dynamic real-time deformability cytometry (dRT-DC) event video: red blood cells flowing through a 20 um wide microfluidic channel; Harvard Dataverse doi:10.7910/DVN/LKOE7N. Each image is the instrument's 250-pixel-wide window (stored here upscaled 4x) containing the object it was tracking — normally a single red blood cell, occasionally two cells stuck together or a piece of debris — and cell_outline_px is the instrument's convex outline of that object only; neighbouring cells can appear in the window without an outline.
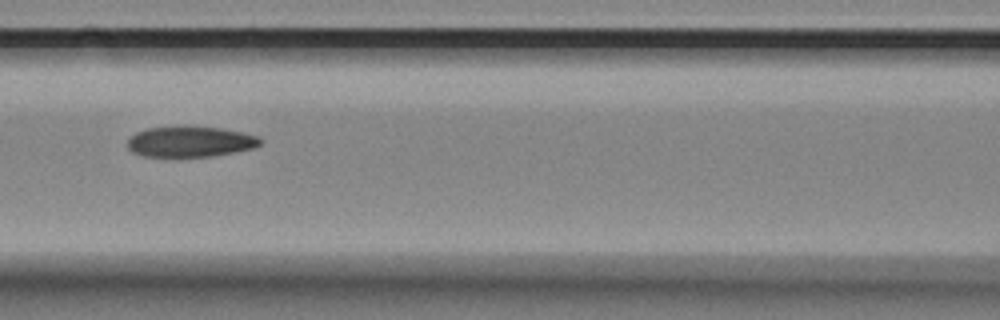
{"species": "Egyptian fruit bat (a non-hibernating species)", "species_latin": "Rousettus aegyptiacus", "temperature_condition": "room temperature", "stored_images_in_passage": 15, "camera_frame_rate_fps": 3000, "um_per_image_px": 0.085, "animal": {"sex": "female"}, "frame": {"image": 1, "passage_image": 7, "time_ms": 2.0, "image_size_px": [1000, 320], "cell_outline_px": [[264, 140], [260, 144], [252, 148], [212, 156], [176, 160], [144, 156], [132, 152], [128, 148], [128, 140], [136, 132], [148, 128], [184, 124], [220, 128], [260, 136]], "centroid_in_image_um": [16.12, 12.06], "position_along_channel_um": 150.5, "area_um2": 24.97}}
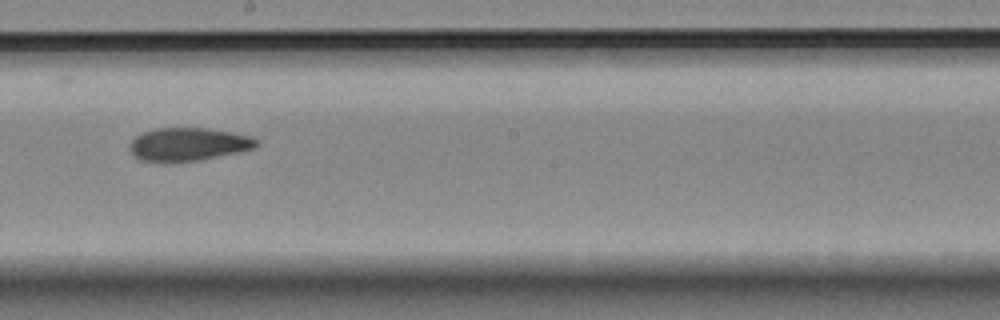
{"frame": {"image": 2, "passage_image": 9, "time_ms": 2.667, "image_size_px": [1000, 320], "cell_outline_px": [[260, 144], [256, 148], [200, 160], [172, 164], [164, 164], [140, 160], [128, 148], [132, 140], [136, 136], [144, 132], [156, 128], [208, 128], [232, 132], [252, 136], [260, 140]], "centroid_in_image_um": [16.02, 12.29], "position_along_channel_um": 232.2, "area_um2": 25.09}}
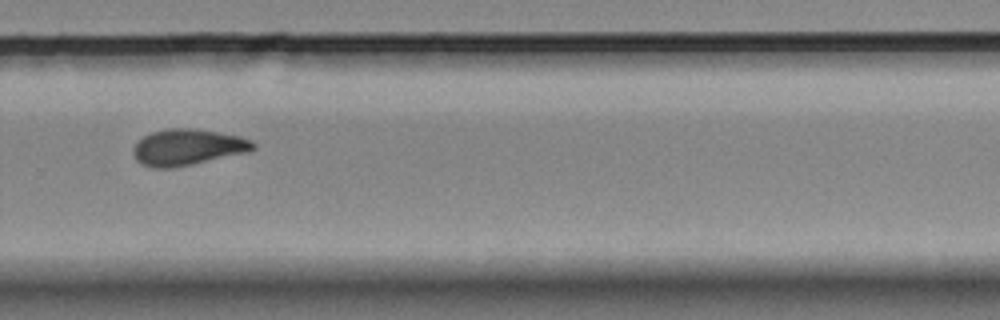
{"frame": {"image": 3, "passage_image": 11, "time_ms": 3.333, "image_size_px": [1000, 320], "cell_outline_px": [[256, 148], [248, 152], [192, 164], [172, 168], [152, 168], [140, 164], [136, 160], [132, 152], [132, 148], [144, 136], [152, 132], [168, 128], [196, 128], [240, 136], [252, 140], [256, 144]], "centroid_in_image_um": [15.95, 12.51], "position_along_channel_um": 313.9, "area_um2": 25.43}}